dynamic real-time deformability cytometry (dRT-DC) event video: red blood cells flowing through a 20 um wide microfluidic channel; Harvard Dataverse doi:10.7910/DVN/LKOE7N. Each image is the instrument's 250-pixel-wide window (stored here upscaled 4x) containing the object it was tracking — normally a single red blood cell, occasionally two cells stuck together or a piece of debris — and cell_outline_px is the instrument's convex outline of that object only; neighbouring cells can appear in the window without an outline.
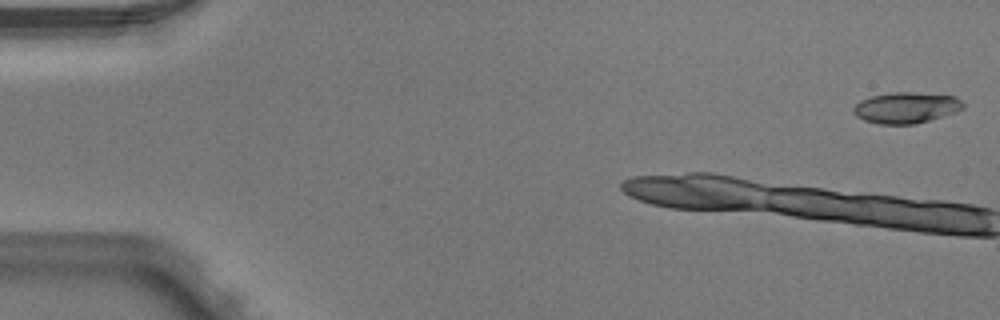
{"species": "Egyptian fruit bat (a non-hibernating species)", "species_latin": "Rousettus aegyptiacus", "temperature_condition": "warm", "stored_images_in_passage": 3, "camera_frame_rate_fps": 3000, "um_per_image_px": 0.085, "animal": {"sex": "male"}, "frame": {"image": 1, "passage_image": 1, "time_ms": 0.0, "image_size_px": [1000, 320], "cell_outline_px": [[964, 108], [956, 112], [928, 120], [912, 124], [880, 124], [864, 120], [856, 116], [852, 112], [852, 108], [860, 100], [872, 96], [896, 92], [912, 92], [956, 96], [964, 104]], "centroid_in_image_um": [77.01, 9.15], "position_along_channel_um": 8.0, "area_um2": 19.71}}